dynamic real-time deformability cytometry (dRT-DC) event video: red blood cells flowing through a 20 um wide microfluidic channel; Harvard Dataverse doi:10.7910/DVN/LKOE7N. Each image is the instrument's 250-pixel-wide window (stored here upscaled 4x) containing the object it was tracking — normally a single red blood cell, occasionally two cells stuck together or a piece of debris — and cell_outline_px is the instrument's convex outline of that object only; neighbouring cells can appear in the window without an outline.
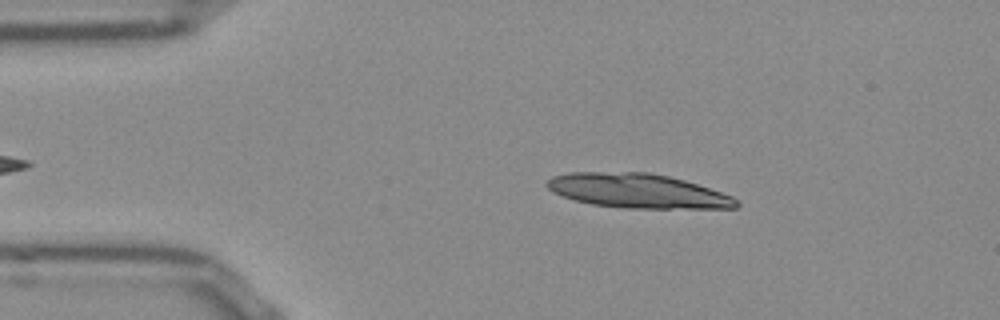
{"species": "Egyptian fruit bat (a non-hibernating species)", "species_latin": "Rousettus aegyptiacus", "temperature_condition": "room temperature", "stored_images_in_passage": 44, "segment_of_instrument_passage": [1, 2], "camera_frame_rate_fps": 3000, "um_per_image_px": 0.085, "frame": {"image": 1, "passage_image": 8, "time_ms": 2.333, "image_size_px": [1000, 320], "cell_outline_px": [[740, 204], [736, 208], [624, 208], [592, 204], [576, 200], [552, 192], [544, 184], [552, 176], [572, 172], [648, 172], [668, 176], [684, 180], [732, 196], [740, 200]], "centroid_in_image_um": [54.2, 16.22], "position_along_channel_um": 30.8, "area_um2": 37.74}}